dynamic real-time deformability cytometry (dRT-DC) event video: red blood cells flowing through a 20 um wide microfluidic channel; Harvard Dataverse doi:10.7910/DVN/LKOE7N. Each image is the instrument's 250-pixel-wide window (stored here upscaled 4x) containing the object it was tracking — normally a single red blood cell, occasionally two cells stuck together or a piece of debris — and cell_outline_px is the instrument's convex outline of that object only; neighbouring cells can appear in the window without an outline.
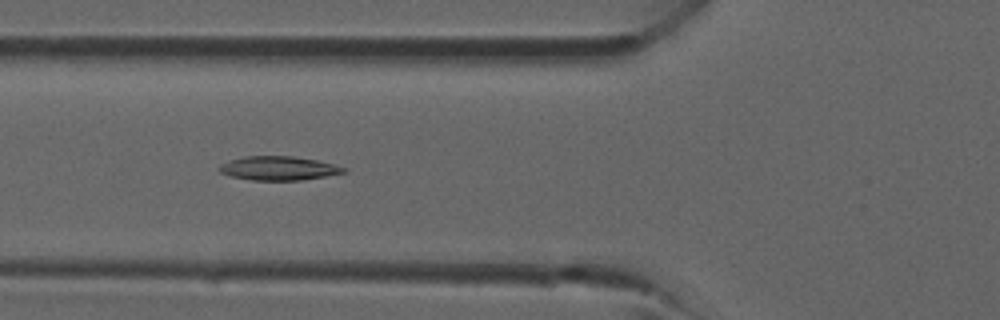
{"species": "common noctule bat (a hibernating species)", "species_latin": "Nyctalus noctula", "temperature_condition": "room temperature", "stored_images_in_passage": 31, "camera_frame_rate_fps": 3000, "um_per_image_px": 0.085, "animal": {"sex": "male", "forearm_length_mm": 52.5}, "frame": {"image": 1, "passage_image": 7, "time_ms": 2.0, "image_size_px": [1000, 320], "cell_outline_px": [[348, 172], [300, 180], [252, 180], [232, 176], [220, 172], [216, 168], [220, 164], [228, 160], [244, 156], [292, 156], [316, 160], [348, 168]], "centroid_in_image_um": [23.65, 14.29], "position_along_channel_um": 102.1, "area_um2": 17.34}}
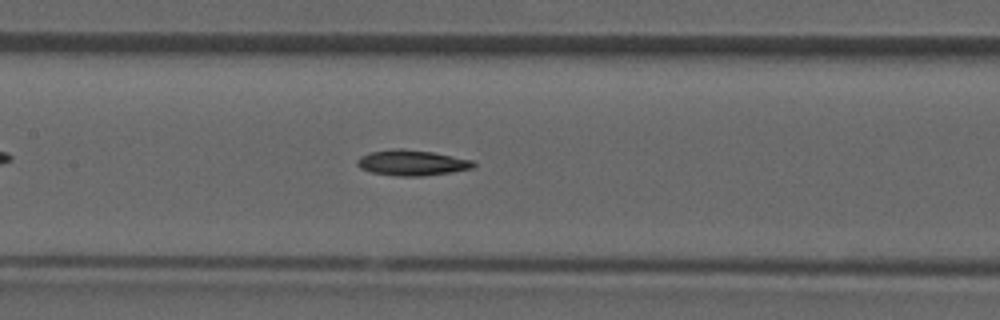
{"frame": {"image": 2, "passage_image": 11, "time_ms": 3.333, "image_size_px": [1000, 320], "cell_outline_px": [[476, 164], [472, 168], [452, 172], [424, 176], [396, 176], [372, 172], [360, 168], [356, 164], [356, 160], [360, 156], [368, 152], [396, 148], [400, 148], [432, 152], [472, 160]], "centroid_in_image_um": [34.97, 13.83], "position_along_channel_um": 172.4, "area_um2": 17.34}}
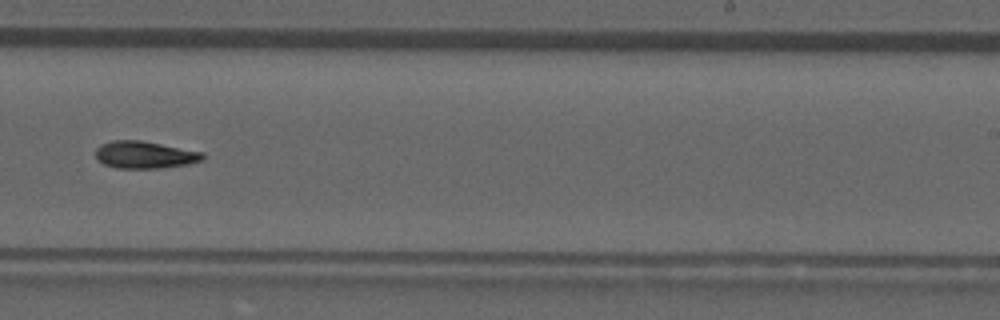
{"frame": {"image": 3, "passage_image": 17, "time_ms": 5.333, "image_size_px": [1000, 320], "cell_outline_px": [[204, 160], [188, 164], [160, 168], [116, 168], [104, 164], [96, 156], [96, 148], [100, 144], [112, 140], [140, 140], [204, 152]], "centroid_in_image_um": [12.31, 13.15], "position_along_channel_um": 276.7, "area_um2": 16.99}}